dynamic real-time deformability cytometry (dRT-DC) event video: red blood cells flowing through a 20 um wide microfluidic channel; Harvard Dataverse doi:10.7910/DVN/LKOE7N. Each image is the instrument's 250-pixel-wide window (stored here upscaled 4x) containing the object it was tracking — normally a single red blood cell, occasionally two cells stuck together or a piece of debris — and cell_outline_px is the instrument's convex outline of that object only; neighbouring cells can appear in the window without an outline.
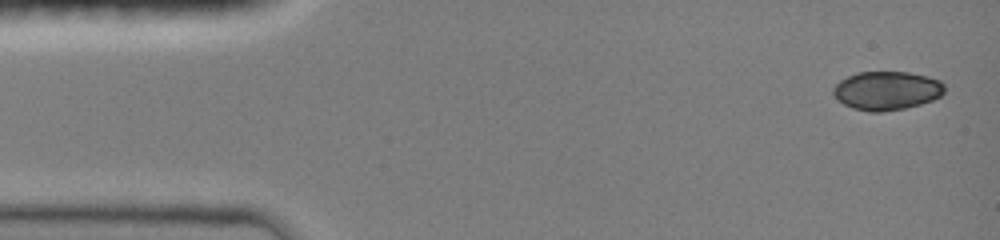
{"species": "common noctule bat (a hibernating species)", "species_latin": "Nyctalus noctula", "temperature_condition": "room temperature", "stored_images_in_passage": 6, "camera_frame_rate_fps": 3000, "um_per_image_px": 0.085, "animal": {"sex": "female", "body_mass_g": 19.0, "forearm_length_mm": 51.5}, "frame": {"image": 1, "passage_image": 1, "time_ms": 0.0, "image_size_px": [1000, 240], "cell_outline_px": [[944, 92], [940, 96], [932, 100], [920, 104], [904, 108], [880, 112], [868, 112], [852, 108], [844, 104], [832, 92], [832, 88], [840, 80], [856, 72], [908, 72], [928, 76], [940, 80], [944, 84]], "centroid_in_image_um": [75.37, 7.7], "position_along_channel_um": 9.6, "area_um2": 25.09}}